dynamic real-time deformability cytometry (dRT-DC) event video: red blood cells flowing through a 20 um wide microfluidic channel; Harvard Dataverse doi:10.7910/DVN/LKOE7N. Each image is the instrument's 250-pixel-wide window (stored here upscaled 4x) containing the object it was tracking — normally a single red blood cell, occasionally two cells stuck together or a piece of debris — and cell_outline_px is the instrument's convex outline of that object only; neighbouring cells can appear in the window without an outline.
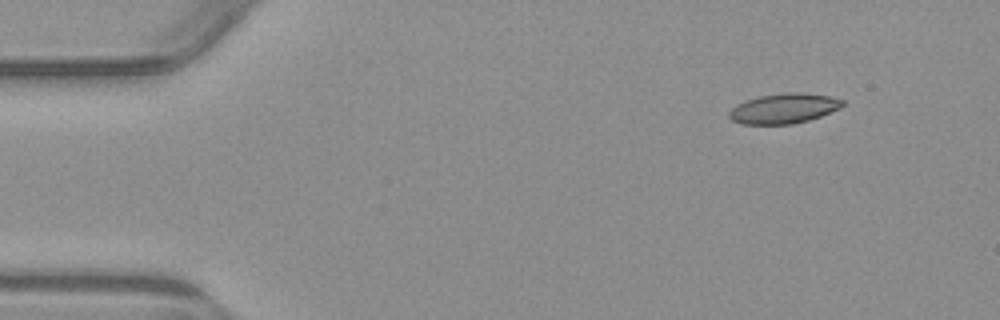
{"species": "common noctule bat (a hibernating species)", "species_latin": "Nyctalus noctula", "temperature_condition": "warm", "stored_images_in_passage": 3, "camera_frame_rate_fps": 3000, "um_per_image_px": 0.085, "animal": {"sex": "male", "body_mass_g": 23.1, "forearm_length_mm": 52.7}, "frame": {"image": 1, "passage_image": 1, "time_ms": 0.0, "image_size_px": [1000, 320], "cell_outline_px": [[844, 104], [840, 108], [820, 116], [808, 120], [792, 124], [740, 124], [732, 120], [728, 116], [728, 112], [736, 104], [744, 100], [760, 96], [788, 92], [796, 92], [832, 96], [844, 100]], "centroid_in_image_um": [66.61, 9.21], "position_along_channel_um": 18.4, "area_um2": 19.88}}
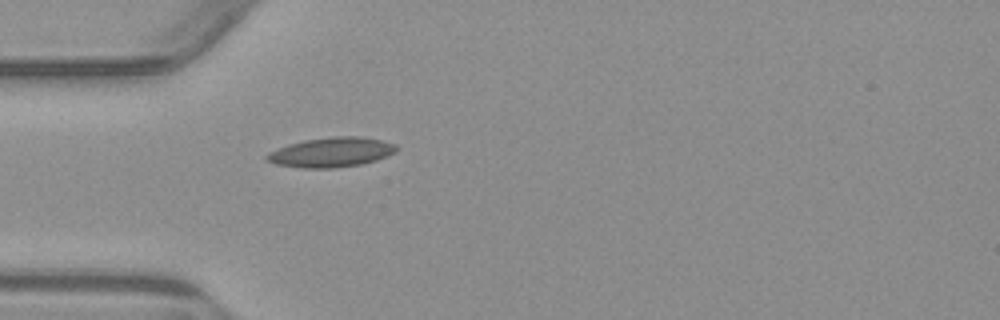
{"frame": {"image": 2, "passage_image": 3, "time_ms": 3.333, "image_size_px": [1000, 320], "cell_outline_px": [[400, 148], [396, 152], [376, 160], [360, 164], [332, 168], [300, 168], [276, 164], [264, 160], [264, 156], [268, 152], [288, 144], [304, 140], [332, 136], [360, 136], [380, 140], [396, 144]], "centroid_in_image_um": [28.14, 12.94], "position_along_channel_um": 56.9, "area_um2": 22.6}}